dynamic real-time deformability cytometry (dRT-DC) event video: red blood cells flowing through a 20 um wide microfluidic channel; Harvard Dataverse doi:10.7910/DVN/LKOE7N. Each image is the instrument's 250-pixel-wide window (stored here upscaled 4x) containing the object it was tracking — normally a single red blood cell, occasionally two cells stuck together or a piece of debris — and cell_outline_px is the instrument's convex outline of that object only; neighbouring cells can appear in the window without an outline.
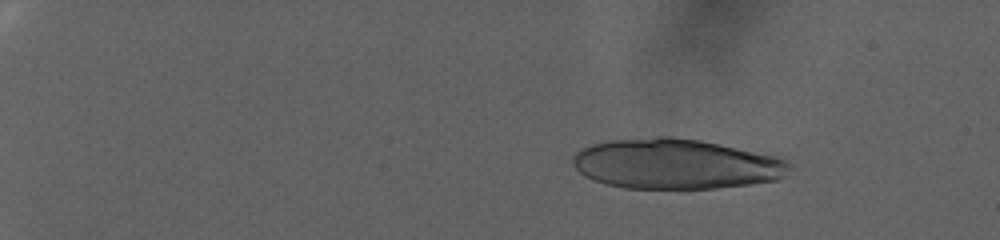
{"species": "human", "species_latin": "Homo sapiens", "temperature_condition": "warm", "stored_images_in_passage": 38, "camera_frame_rate_fps": 3000, "um_per_image_px": 0.085, "donor": {"sex": "female"}, "frame": {"image": 1, "passage_image": 15, "time_ms": 4.667, "image_size_px": [1000, 240], "cell_outline_px": [[792, 168], [776, 180], [752, 184], [688, 192], [624, 188], [604, 184], [584, 176], [576, 168], [572, 160], [572, 156], [580, 148], [592, 144], [608, 140], [656, 136], [672, 136], [700, 140], [780, 156], [792, 164]], "centroid_in_image_um": [57.45, 13.97], "position_along_channel_um": 27.5, "area_um2": 65.26}}